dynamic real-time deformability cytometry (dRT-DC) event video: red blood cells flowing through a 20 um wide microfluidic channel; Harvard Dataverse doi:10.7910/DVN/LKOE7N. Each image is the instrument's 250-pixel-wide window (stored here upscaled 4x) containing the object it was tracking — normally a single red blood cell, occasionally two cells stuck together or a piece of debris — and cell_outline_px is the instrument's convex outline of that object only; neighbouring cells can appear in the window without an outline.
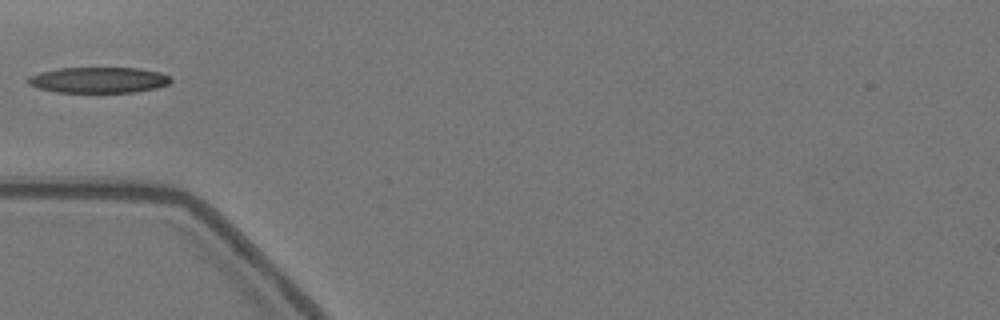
{"species": "Egyptian fruit bat (a non-hibernating species)", "species_latin": "Rousettus aegyptiacus", "temperature_condition": "warm", "stored_images_in_passage": 7, "camera_frame_rate_fps": 3000, "um_per_image_px": 0.085, "animal": {"sex": "female"}, "frame": {"image": 1, "passage_image": 1, "time_ms": 0.0, "image_size_px": [1000, 320], "cell_outline_px": [[172, 80], [168, 84], [156, 88], [136, 92], [56, 92], [40, 88], [28, 84], [28, 80], [32, 76], [44, 72], [64, 68], [136, 68], [160, 72], [172, 76]], "centroid_in_image_um": [8.48, 6.8], "position_along_channel_um": 76.5, "area_um2": 21.15}}
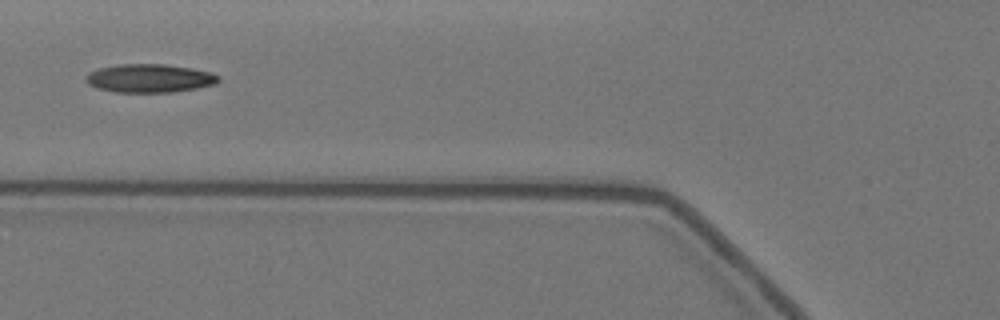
{"frame": {"image": 2, "passage_image": 4, "time_ms": 1.0, "image_size_px": [1000, 320], "cell_outline_px": [[220, 80], [216, 84], [196, 88], [172, 92], [112, 92], [96, 88], [88, 84], [84, 80], [92, 72], [100, 68], [120, 64], [160, 64], [188, 68], [208, 72], [216, 76]], "centroid_in_image_um": [12.67, 6.67], "position_along_channel_um": 113.1, "area_um2": 21.56}}